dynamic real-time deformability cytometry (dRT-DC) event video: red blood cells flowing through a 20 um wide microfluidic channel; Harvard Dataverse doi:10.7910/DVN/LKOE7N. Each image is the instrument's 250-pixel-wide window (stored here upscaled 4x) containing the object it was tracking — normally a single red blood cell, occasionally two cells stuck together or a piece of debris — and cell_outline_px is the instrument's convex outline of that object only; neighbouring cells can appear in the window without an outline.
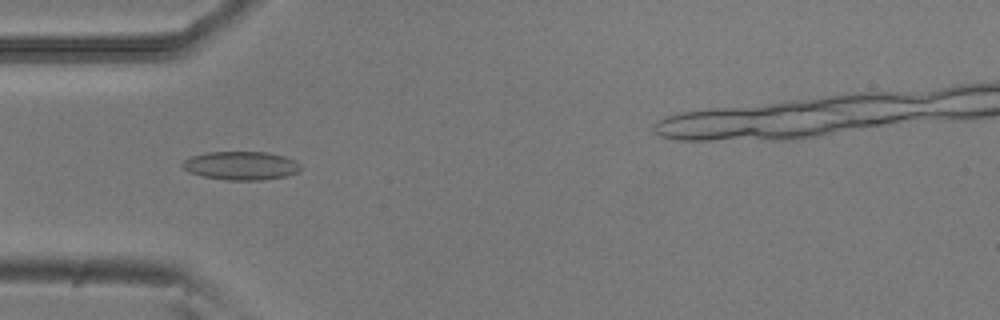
{"species": "common noctule bat (a hibernating species)", "species_latin": "Nyctalus noctula", "temperature_condition": "room temperature", "stored_images_in_passage": 8, "camera_frame_rate_fps": 3000, "um_per_image_px": 0.085, "animal": {"sex": "male", "body_mass_g": 20.5, "forearm_length_mm": 52.5}, "frame": {"image": 1, "passage_image": 4, "time_ms": 1.0, "image_size_px": [1000, 320], "cell_outline_px": [[300, 168], [296, 172], [284, 176], [264, 180], [224, 180], [204, 176], [188, 172], [180, 164], [184, 160], [192, 156], [208, 152], [268, 152], [284, 156], [296, 160], [300, 164]], "centroid_in_image_um": [20.48, 14.08], "position_along_channel_um": 64.5, "area_um2": 19.59}}
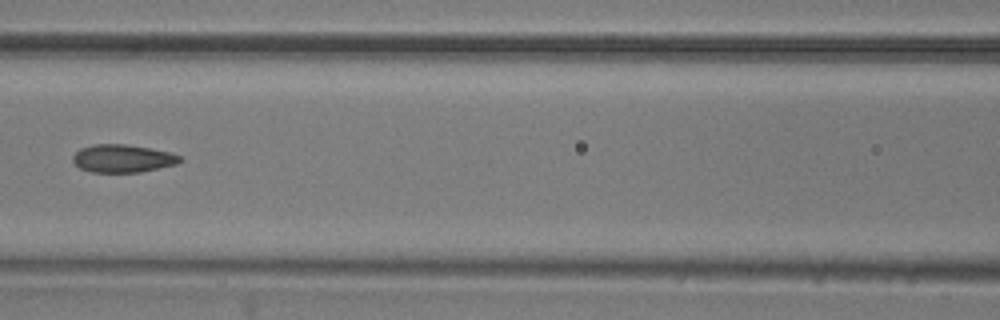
{"frame": {"image": 2, "passage_image": 6, "time_ms": 1.667, "image_size_px": [1000, 320], "cell_outline_px": [[184, 160], [176, 164], [140, 172], [92, 172], [80, 168], [72, 160], [72, 156], [80, 148], [92, 144], [124, 144], [148, 148], [168, 152], [180, 156]], "centroid_in_image_um": [10.4, 13.47], "position_along_channel_um": 156.2, "area_um2": 17.28}}
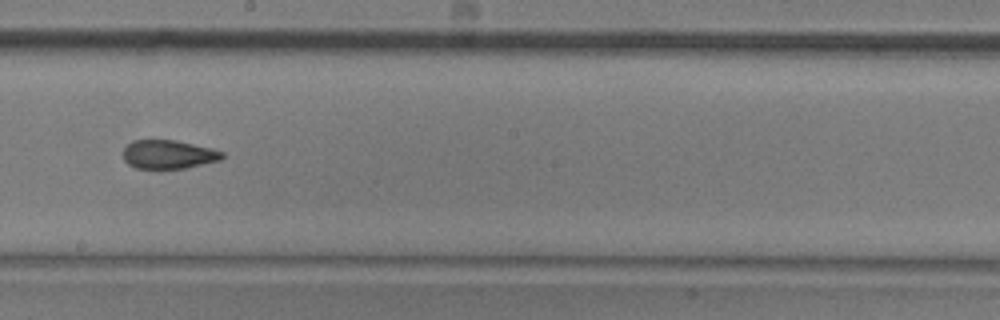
{"frame": {"image": 3, "passage_image": 8, "time_ms": 2.333, "image_size_px": [1000, 320], "cell_outline_px": [[224, 156], [220, 160], [184, 168], [136, 168], [128, 164], [124, 160], [124, 148], [132, 140], [176, 140], [212, 148], [224, 152]], "centroid_in_image_um": [14.32, 13.11], "position_along_channel_um": 233.9, "area_um2": 16.47}}